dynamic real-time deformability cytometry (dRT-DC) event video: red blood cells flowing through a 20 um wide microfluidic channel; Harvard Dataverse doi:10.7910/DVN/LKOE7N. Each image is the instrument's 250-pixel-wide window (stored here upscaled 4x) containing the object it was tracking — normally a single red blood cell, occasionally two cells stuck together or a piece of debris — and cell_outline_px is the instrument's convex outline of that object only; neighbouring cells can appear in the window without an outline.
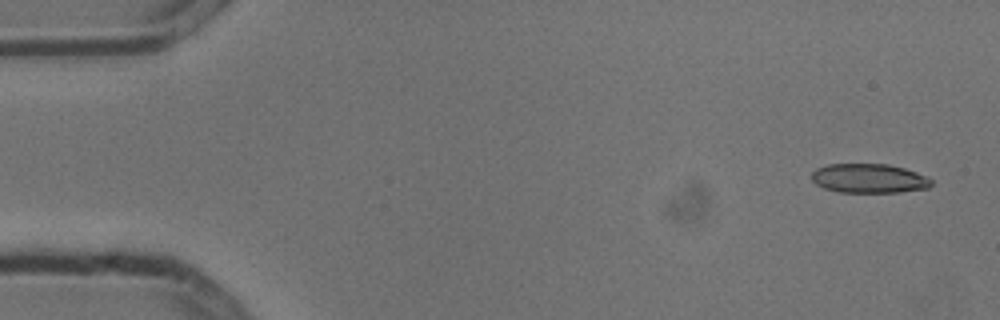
{"species": "common noctule bat (a hibernating species)", "species_latin": "Nyctalus noctula", "temperature_condition": "cold", "stored_images_in_passage": 4, "camera_frame_rate_fps": 3000, "um_per_image_px": 0.085, "animal": {"sex": "male", "body_mass_g": 13.3}, "frame": {"image": 1, "passage_image": 1, "time_ms": 0.0, "image_size_px": [1000, 320], "cell_outline_px": [[932, 184], [928, 188], [900, 192], [840, 192], [824, 188], [816, 184], [812, 180], [812, 172], [816, 168], [828, 164], [888, 164], [904, 168], [916, 172], [932, 180]], "centroid_in_image_um": [73.85, 15.16], "position_along_channel_um": 11.2, "area_um2": 20.35}}
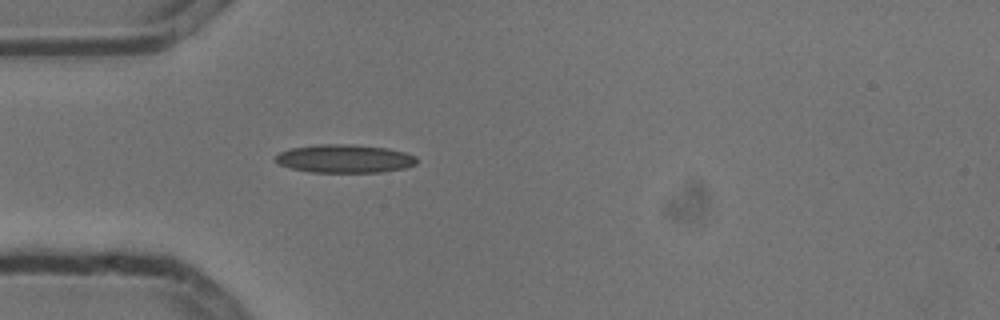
{"frame": {"image": 2, "passage_image": 4, "time_ms": 1.0, "image_size_px": [1000, 320], "cell_outline_px": [[416, 164], [404, 168], [380, 172], [312, 172], [292, 168], [280, 164], [276, 160], [276, 156], [280, 152], [292, 148], [316, 144], [352, 144], [388, 148], [404, 152], [416, 156]], "centroid_in_image_um": [29.32, 13.48], "position_along_channel_um": 55.7, "area_um2": 23.12}}